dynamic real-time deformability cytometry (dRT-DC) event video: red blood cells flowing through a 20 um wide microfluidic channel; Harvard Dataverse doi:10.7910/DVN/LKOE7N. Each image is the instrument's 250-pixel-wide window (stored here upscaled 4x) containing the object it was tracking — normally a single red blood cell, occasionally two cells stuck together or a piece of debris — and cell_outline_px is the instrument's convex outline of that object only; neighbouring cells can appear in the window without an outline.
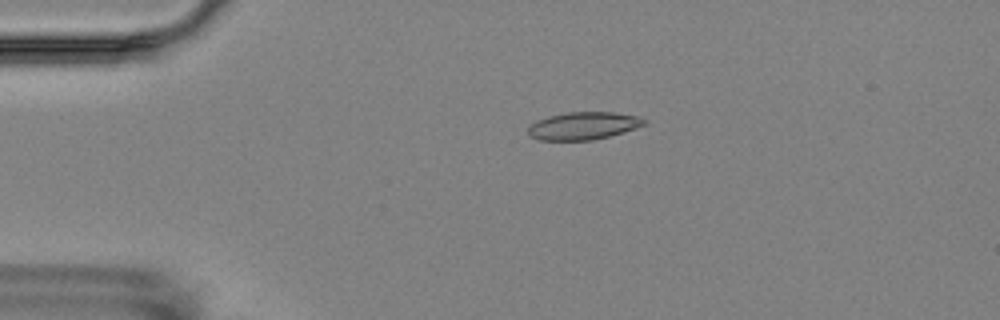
{"species": "Egyptian fruit bat (a non-hibernating species)", "species_latin": "Rousettus aegyptiacus", "temperature_condition": "room temperature", "stored_images_in_passage": 5, "camera_frame_rate_fps": 3000, "um_per_image_px": 0.085, "animal": {"sex": "female"}, "frame": {"image": 1, "passage_image": 4, "time_ms": 3.333, "image_size_px": [1000, 320], "cell_outline_px": [[648, 120], [644, 124], [636, 128], [608, 136], [592, 140], [540, 140], [528, 136], [528, 128], [536, 120], [548, 116], [568, 112], [616, 112], [636, 116]], "centroid_in_image_um": [49.56, 10.69], "position_along_channel_um": 35.4, "area_um2": 18.61}}